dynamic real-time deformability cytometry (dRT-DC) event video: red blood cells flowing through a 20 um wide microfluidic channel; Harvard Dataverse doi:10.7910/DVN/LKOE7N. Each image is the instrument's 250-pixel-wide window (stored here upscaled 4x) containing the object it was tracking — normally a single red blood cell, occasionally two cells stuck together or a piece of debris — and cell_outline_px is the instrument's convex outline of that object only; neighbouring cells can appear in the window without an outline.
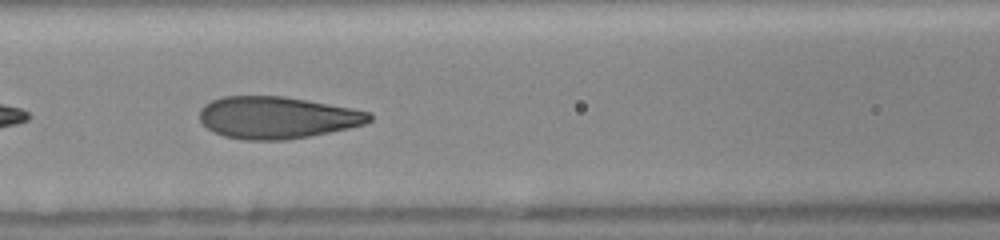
{"species": "human", "species_latin": "Homo sapiens", "temperature_condition": "room temperature", "stored_images_in_passage": 45, "camera_frame_rate_fps": 3000, "um_per_image_px": 0.085, "donor": {"sex": "female"}, "frame": {"image": 1, "passage_image": 21, "time_ms": 6.667, "image_size_px": [1000, 240], "cell_outline_px": [[372, 120], [364, 124], [348, 128], [308, 136], [284, 140], [244, 140], [224, 136], [212, 132], [200, 120], [200, 108], [204, 104], [212, 100], [224, 96], [284, 96], [352, 108], [368, 112], [372, 116]], "centroid_in_image_um": [23.52, 9.99], "position_along_channel_um": 143.1, "area_um2": 41.44}}
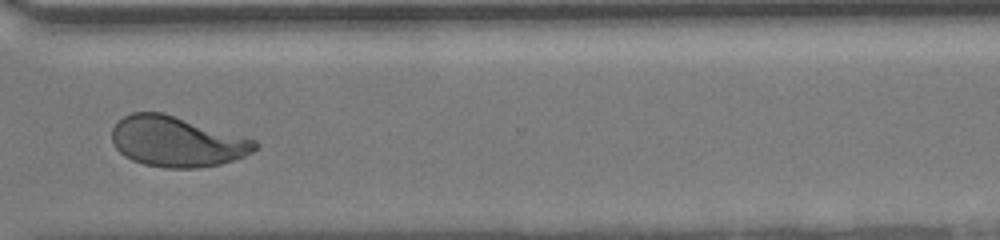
{"frame": {"image": 2, "passage_image": 36, "time_ms": 11.667, "image_size_px": [1000, 240], "cell_outline_px": [[260, 144], [252, 152], [244, 156], [220, 164], [196, 168], [164, 168], [144, 164], [132, 160], [124, 156], [116, 148], [112, 140], [112, 128], [124, 116], [132, 112], [164, 112], [256, 140]], "centroid_in_image_um": [15.02, 12.03], "position_along_channel_um": 355.6, "area_um2": 42.02}}
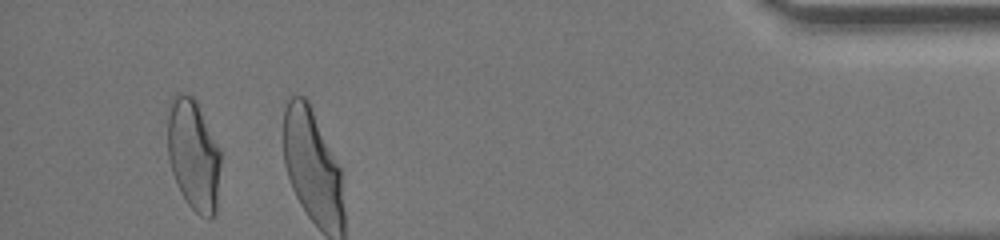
{"frame": {"image": 3, "passage_image": 43, "time_ms": 14.0, "image_size_px": [1000, 240], "cell_outline_px": [[220, 164], [216, 212], [208, 220], [200, 216], [188, 204], [180, 192], [172, 172], [168, 156], [168, 100], [176, 92], [192, 96], [196, 100], [220, 152]], "centroid_in_image_um": [16.42, 13.16], "position_along_channel_um": 418.8, "area_um2": 34.33}}